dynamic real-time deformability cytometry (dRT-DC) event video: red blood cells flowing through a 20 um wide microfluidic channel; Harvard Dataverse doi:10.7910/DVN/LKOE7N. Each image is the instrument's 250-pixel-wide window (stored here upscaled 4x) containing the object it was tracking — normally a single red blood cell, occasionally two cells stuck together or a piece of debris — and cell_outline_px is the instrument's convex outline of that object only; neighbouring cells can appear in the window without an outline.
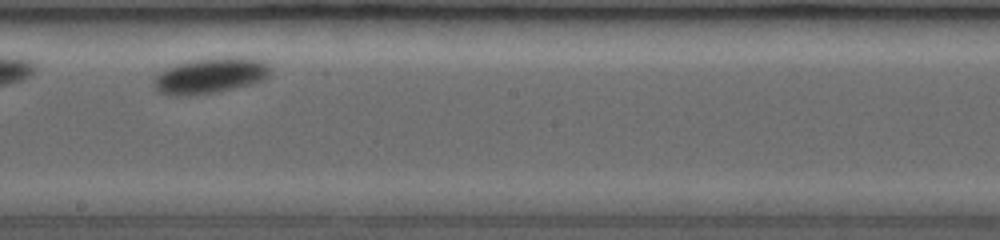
{"species": "common noctule bat (a hibernating species)", "species_latin": "Nyctalus noctula", "temperature_condition": "room temperature", "stored_images_in_passage": 28, "camera_frame_rate_fps": 3500, "um_per_image_px": 0.085, "animal": {"sex": "female", "body_mass_g": 19.0, "forearm_length_mm": 53.3}, "frame": {"image": 1, "passage_image": 16, "time_ms": 4.286, "image_size_px": [1000, 240], "cell_outline_px": [[272, 72], [264, 80], [232, 88], [212, 92], [160, 92], [156, 88], [152, 80], [164, 68], [176, 64], [192, 60], [228, 56], [244, 56], [264, 60], [272, 68]], "centroid_in_image_um": [18.01, 6.33], "position_along_channel_um": 230.2, "area_um2": 23.47}}